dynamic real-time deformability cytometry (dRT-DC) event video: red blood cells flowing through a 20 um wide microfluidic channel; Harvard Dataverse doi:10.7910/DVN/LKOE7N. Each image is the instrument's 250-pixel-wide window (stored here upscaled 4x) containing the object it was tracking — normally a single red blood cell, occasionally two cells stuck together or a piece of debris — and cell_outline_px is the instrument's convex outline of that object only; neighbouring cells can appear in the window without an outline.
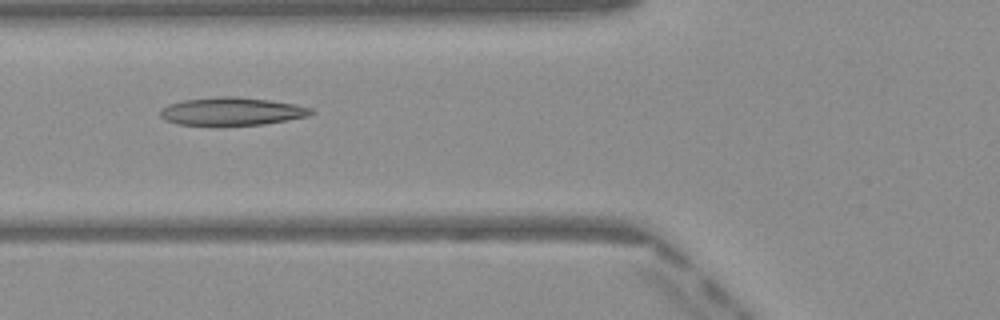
{"species": "Egyptian fruit bat (a non-hibernating species)", "species_latin": "Rousettus aegyptiacus", "temperature_condition": "warm", "stored_images_in_passage": 50, "camera_frame_rate_fps": 3000, "um_per_image_px": 0.085, "frame": {"image": 1, "passage_image": 19, "time_ms": 6.0, "image_size_px": [1000, 320], "cell_outline_px": [[316, 112], [308, 116], [264, 124], [176, 124], [164, 120], [160, 116], [160, 108], [168, 104], [184, 100], [216, 96], [236, 96], [268, 100], [296, 104], [312, 108]], "centroid_in_image_um": [19.7, 9.44], "position_along_channel_um": 106.1, "area_um2": 24.39}}
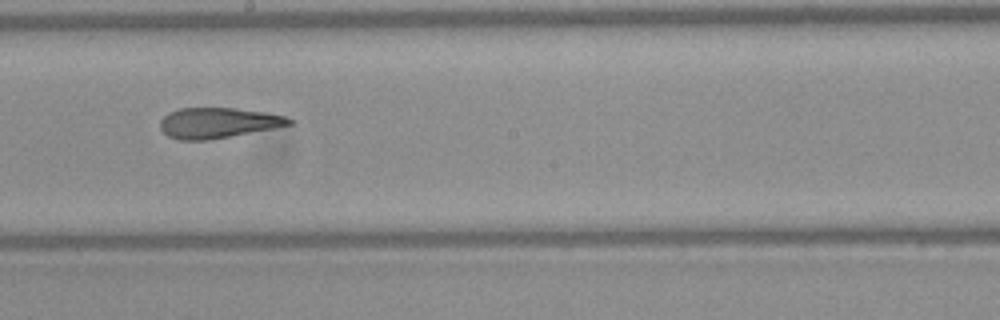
{"frame": {"image": 2, "passage_image": 28, "time_ms": 9.0, "image_size_px": [1000, 320], "cell_outline_px": [[296, 120], [292, 124], [272, 128], [208, 140], [180, 140], [168, 136], [160, 128], [160, 120], [168, 112], [180, 108], [232, 108], [264, 112], [288, 116]], "centroid_in_image_um": [18.53, 10.43], "position_along_channel_um": 229.7, "area_um2": 22.77}}
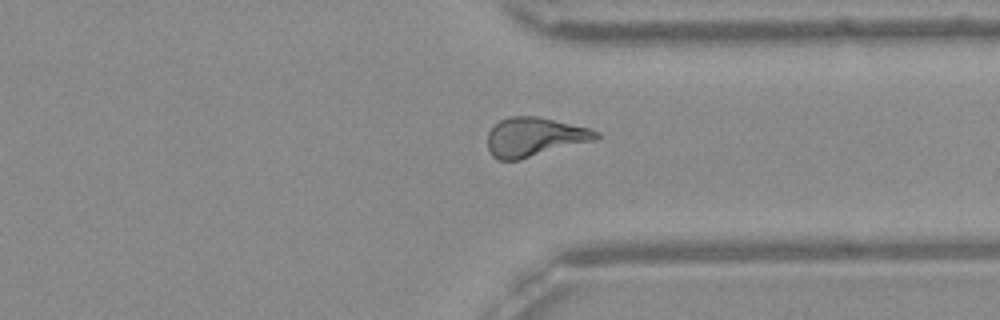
{"frame": {"image": 3, "passage_image": 38, "time_ms": 12.333, "image_size_px": [1000, 320], "cell_outline_px": [[600, 136], [596, 140], [520, 160], [496, 160], [492, 156], [488, 148], [488, 132], [500, 120], [508, 116], [536, 116], [588, 128], [600, 132]], "centroid_in_image_um": [45.42, 11.66], "position_along_channel_um": 366.0, "area_um2": 24.74}, "authors_computed_cell_mechanics": {"area_um2": 24.6228, "velocity_mm_per_s": 4.0991, "shape_relaxation_time_tau1_ms": null, "shape_relaxation_time_tau2_ms": 2.3065, "deformation_change_tau1": null, "deformation_change_tau2": 0.1169}}